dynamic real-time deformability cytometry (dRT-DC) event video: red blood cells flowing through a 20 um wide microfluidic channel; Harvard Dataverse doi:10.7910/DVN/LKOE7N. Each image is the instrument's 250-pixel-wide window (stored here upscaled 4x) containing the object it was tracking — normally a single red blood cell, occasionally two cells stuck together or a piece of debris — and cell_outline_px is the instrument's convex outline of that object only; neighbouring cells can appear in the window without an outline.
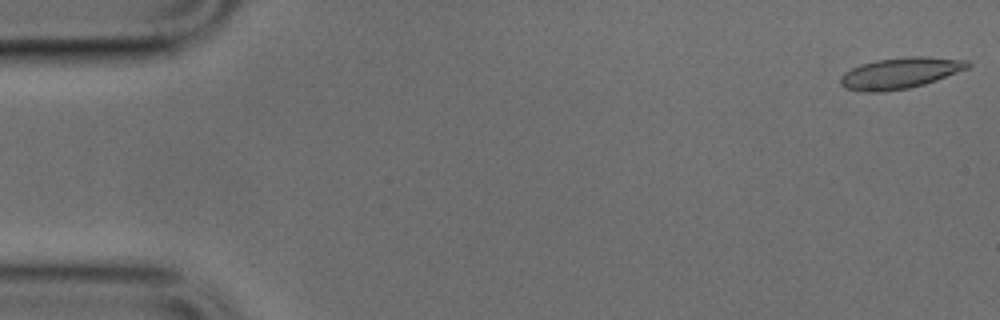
{"species": "common noctule bat (a hibernating species)", "species_latin": "Nyctalus noctula", "temperature_condition": "cold", "stored_images_in_passage": 5, "camera_frame_rate_fps": 3000, "um_per_image_px": 0.085, "animal": {"sex": "male", "body_mass_g": 17.9, "forearm_length_mm": 54.2}, "frame": {"image": 1, "passage_image": 1, "time_ms": 0.0, "image_size_px": [1000, 320], "cell_outline_px": [[972, 64], [968, 68], [936, 80], [924, 84], [908, 88], [884, 92], [864, 92], [844, 88], [840, 84], [840, 76], [844, 72], [860, 64], [876, 60], [908, 56], [928, 56], [968, 60]], "centroid_in_image_um": [76.5, 6.2], "position_along_channel_um": 8.5, "area_um2": 23.24}}